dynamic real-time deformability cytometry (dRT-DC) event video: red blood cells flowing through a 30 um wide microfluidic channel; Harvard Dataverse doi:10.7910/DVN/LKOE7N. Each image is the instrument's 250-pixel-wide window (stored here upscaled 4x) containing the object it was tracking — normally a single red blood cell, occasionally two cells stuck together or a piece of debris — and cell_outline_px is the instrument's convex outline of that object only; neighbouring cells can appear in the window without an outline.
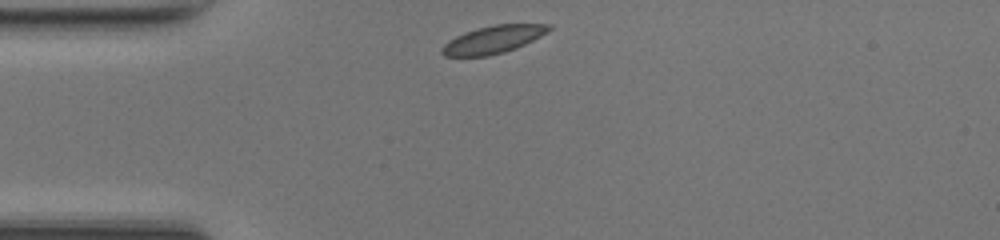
{"species": "common noctule bat (a hibernating species)", "species_latin": "Nyctalus noctula", "temperature_condition": "room temperature", "stored_images_in_passage": 31, "camera_frame_rate_fps": 3000, "um_per_image_px": 0.085, "animal": {"sex": "female", "body_mass_g": 17.0, "forearm_length_mm": 48.0}, "frame": {"image": 1, "passage_image": 1, "time_ms": 0.0, "image_size_px": [1000, 240], "cell_outline_px": [[552, 28], [548, 32], [516, 48], [504, 52], [488, 56], [444, 56], [440, 52], [440, 48], [448, 40], [464, 32], [496, 24], [552, 24]], "centroid_in_image_um": [41.9, 3.36], "position_along_channel_um": 43.1, "area_um2": 17.17}}
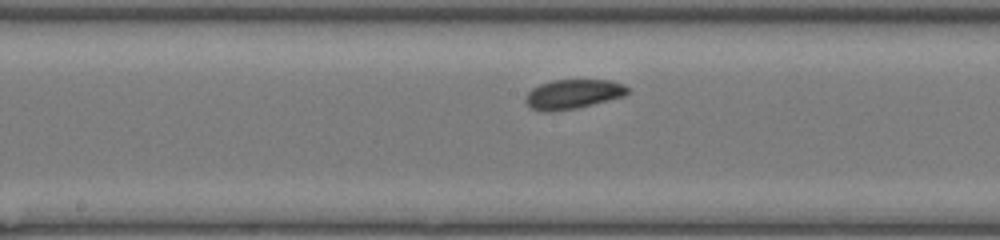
{"frame": {"image": 2, "passage_image": 14, "time_ms": 4.333, "image_size_px": [1000, 240], "cell_outline_px": [[628, 92], [624, 96], [576, 108], [548, 112], [544, 112], [532, 108], [524, 100], [528, 92], [532, 88], [540, 84], [552, 80], [612, 80], [624, 84], [628, 88]], "centroid_in_image_um": [48.7, 7.99], "position_along_channel_um": 199.5, "area_um2": 17.4}}
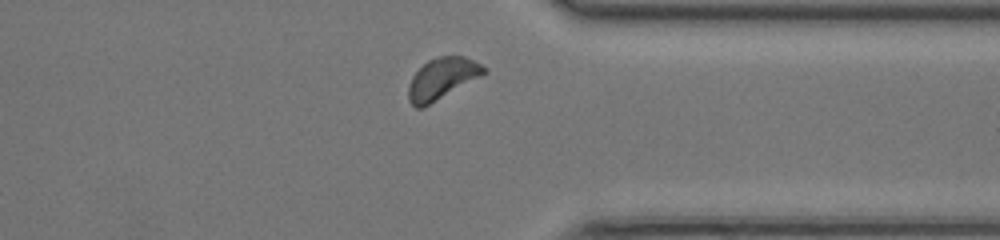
{"frame": {"image": 3, "passage_image": 27, "time_ms": 8.667, "image_size_px": [1000, 240], "cell_outline_px": [[488, 72], [428, 104], [420, 108], [416, 108], [408, 100], [408, 84], [412, 76], [428, 60], [440, 56], [464, 56], [488, 68]], "centroid_in_image_um": [37.56, 6.66], "position_along_channel_um": 373.8, "area_um2": 17.74}, "authors_computed_cell_mechanics": {"area_um2": 17.34, "velocity_mm_per_s": 4.1286, "shape_relaxation_time_tau1_ms": 1.8036, "shape_relaxation_time_tau2_ms": 6.579, "deformation_change_tau1": 0.0714, "deformation_change_tau2": 0.1325}}